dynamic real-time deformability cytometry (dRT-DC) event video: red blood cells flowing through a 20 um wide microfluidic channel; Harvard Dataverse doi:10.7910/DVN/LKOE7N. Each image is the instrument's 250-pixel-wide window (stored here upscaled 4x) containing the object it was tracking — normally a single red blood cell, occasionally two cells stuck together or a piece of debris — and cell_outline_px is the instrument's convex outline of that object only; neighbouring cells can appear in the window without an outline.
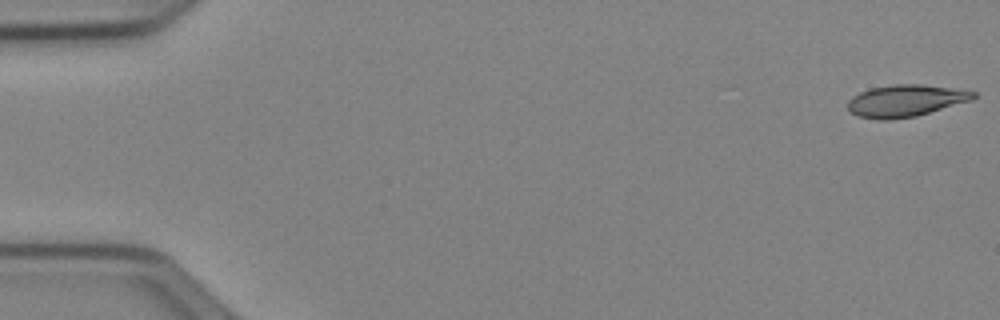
{"species": "Egyptian fruit bat (a non-hibernating species)", "species_latin": "Rousettus aegyptiacus", "temperature_condition": "cold", "stored_images_in_passage": 51, "camera_frame_rate_fps": 3000, "um_per_image_px": 0.085, "animal": {"sex": "female"}, "frame": {"image": 1, "passage_image": 1, "time_ms": 0.0, "image_size_px": [1000, 320], "cell_outline_px": [[976, 96], [972, 100], [916, 116], [888, 120], [880, 120], [856, 116], [848, 108], [848, 100], [852, 96], [860, 92], [872, 88], [896, 84], [920, 84], [976, 92]], "centroid_in_image_um": [76.94, 8.57], "position_along_channel_um": 8.1, "area_um2": 23.12}}
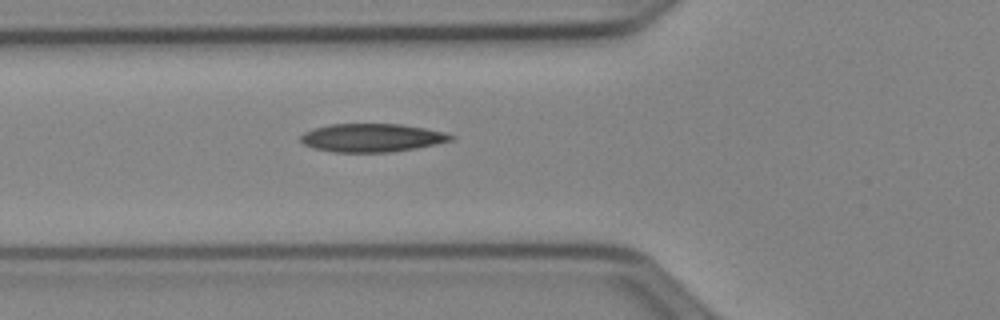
{"frame": {"image": 2, "passage_image": 19, "time_ms": 6.0, "image_size_px": [1000, 320], "cell_outline_px": [[456, 136], [452, 140], [436, 144], [416, 148], [388, 152], [332, 152], [312, 148], [304, 144], [300, 140], [300, 136], [304, 132], [328, 124], [400, 124], [424, 128], [444, 132]], "centroid_in_image_um": [31.59, 11.71], "position_along_channel_um": 94.2, "area_um2": 24.74}}
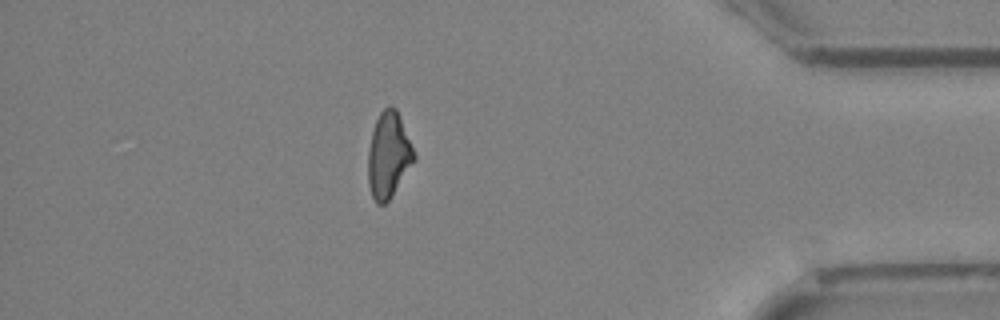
{"frame": {"image": 3, "passage_image": 45, "time_ms": 14.667, "image_size_px": [1000, 320], "cell_outline_px": [[416, 160], [388, 200], [384, 204], [376, 204], [372, 196], [368, 184], [368, 148], [372, 132], [376, 120], [380, 112], [388, 104], [392, 104], [396, 108], [416, 156]], "centroid_in_image_um": [33.01, 13.17], "position_along_channel_um": 402.2, "area_um2": 22.89}, "authors_computed_cell_mechanics": {"area_um2": 23.698, "velocity_mm_per_s": 3.9868, "shape_relaxation_time_tau1_ms": 6.2654, "shape_relaxation_time_tau2_ms": null, "deformation_change_tau1": 0.1649, "deformation_change_tau2": null}}